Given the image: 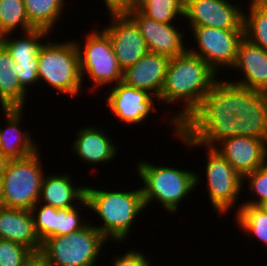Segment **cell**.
Listing matches in <instances>:
<instances>
[{"label": "cell", "mask_w": 267, "mask_h": 266, "mask_svg": "<svg viewBox=\"0 0 267 266\" xmlns=\"http://www.w3.org/2000/svg\"><path fill=\"white\" fill-rule=\"evenodd\" d=\"M237 135L267 141V94L221 77L179 126L176 138L187 149L195 150V147L215 148Z\"/></svg>", "instance_id": "cell-1"}, {"label": "cell", "mask_w": 267, "mask_h": 266, "mask_svg": "<svg viewBox=\"0 0 267 266\" xmlns=\"http://www.w3.org/2000/svg\"><path fill=\"white\" fill-rule=\"evenodd\" d=\"M202 58L188 50L170 59L166 80L159 96L163 104H183L182 108L171 114L169 124L177 137L179 126L198 108L202 99L210 92L220 77ZM182 101V103H181Z\"/></svg>", "instance_id": "cell-2"}, {"label": "cell", "mask_w": 267, "mask_h": 266, "mask_svg": "<svg viewBox=\"0 0 267 266\" xmlns=\"http://www.w3.org/2000/svg\"><path fill=\"white\" fill-rule=\"evenodd\" d=\"M85 198L89 210L97 214L101 225L95 226L108 240L119 244L129 238L131 227L138 216L145 210L140 188L131 191L100 190L86 186ZM111 239V240H110Z\"/></svg>", "instance_id": "cell-3"}, {"label": "cell", "mask_w": 267, "mask_h": 266, "mask_svg": "<svg viewBox=\"0 0 267 266\" xmlns=\"http://www.w3.org/2000/svg\"><path fill=\"white\" fill-rule=\"evenodd\" d=\"M135 168L142 180L141 191L145 208L155 200L169 214L177 212L182 200L185 201V197L201 183V176L193 170H181L163 164L158 166L144 159L139 160Z\"/></svg>", "instance_id": "cell-4"}, {"label": "cell", "mask_w": 267, "mask_h": 266, "mask_svg": "<svg viewBox=\"0 0 267 266\" xmlns=\"http://www.w3.org/2000/svg\"><path fill=\"white\" fill-rule=\"evenodd\" d=\"M52 42H45L38 53L39 82L43 81L67 97L79 98L84 84L76 43L74 39Z\"/></svg>", "instance_id": "cell-5"}, {"label": "cell", "mask_w": 267, "mask_h": 266, "mask_svg": "<svg viewBox=\"0 0 267 266\" xmlns=\"http://www.w3.org/2000/svg\"><path fill=\"white\" fill-rule=\"evenodd\" d=\"M89 222L74 233L49 236L42 241L39 254L51 266H97L109 241Z\"/></svg>", "instance_id": "cell-6"}, {"label": "cell", "mask_w": 267, "mask_h": 266, "mask_svg": "<svg viewBox=\"0 0 267 266\" xmlns=\"http://www.w3.org/2000/svg\"><path fill=\"white\" fill-rule=\"evenodd\" d=\"M86 35L83 44L79 40L74 41L79 51L82 82L87 76L92 83L88 90L93 89L95 92L97 87L100 90L110 85L111 88L113 84L115 86L122 82L123 70L119 66L109 36L102 29H92Z\"/></svg>", "instance_id": "cell-7"}, {"label": "cell", "mask_w": 267, "mask_h": 266, "mask_svg": "<svg viewBox=\"0 0 267 266\" xmlns=\"http://www.w3.org/2000/svg\"><path fill=\"white\" fill-rule=\"evenodd\" d=\"M40 152L8 161L2 177L4 207L30 210L39 202L45 176Z\"/></svg>", "instance_id": "cell-8"}, {"label": "cell", "mask_w": 267, "mask_h": 266, "mask_svg": "<svg viewBox=\"0 0 267 266\" xmlns=\"http://www.w3.org/2000/svg\"><path fill=\"white\" fill-rule=\"evenodd\" d=\"M206 151L205 177L208 200L218 215L228 214L237 208V200L245 189L243 177L214 148L203 147ZM243 188V189H242ZM235 206V207H234ZM226 213V214H225Z\"/></svg>", "instance_id": "cell-9"}, {"label": "cell", "mask_w": 267, "mask_h": 266, "mask_svg": "<svg viewBox=\"0 0 267 266\" xmlns=\"http://www.w3.org/2000/svg\"><path fill=\"white\" fill-rule=\"evenodd\" d=\"M189 29L198 46L188 48L190 53L202 58L218 74L220 69H231L234 66L239 44L244 38V30H224L207 26Z\"/></svg>", "instance_id": "cell-10"}, {"label": "cell", "mask_w": 267, "mask_h": 266, "mask_svg": "<svg viewBox=\"0 0 267 266\" xmlns=\"http://www.w3.org/2000/svg\"><path fill=\"white\" fill-rule=\"evenodd\" d=\"M229 0H185L184 17L190 27L244 30L243 6Z\"/></svg>", "instance_id": "cell-11"}, {"label": "cell", "mask_w": 267, "mask_h": 266, "mask_svg": "<svg viewBox=\"0 0 267 266\" xmlns=\"http://www.w3.org/2000/svg\"><path fill=\"white\" fill-rule=\"evenodd\" d=\"M108 90L105 98L106 107L126 125L144 123L152 112L158 111L155 108V101L158 102L159 99L146 90L127 86L123 82L117 83Z\"/></svg>", "instance_id": "cell-12"}, {"label": "cell", "mask_w": 267, "mask_h": 266, "mask_svg": "<svg viewBox=\"0 0 267 266\" xmlns=\"http://www.w3.org/2000/svg\"><path fill=\"white\" fill-rule=\"evenodd\" d=\"M110 24L101 28L110 38L119 66L125 68L137 63L147 52L144 37L129 15L110 16Z\"/></svg>", "instance_id": "cell-13"}, {"label": "cell", "mask_w": 267, "mask_h": 266, "mask_svg": "<svg viewBox=\"0 0 267 266\" xmlns=\"http://www.w3.org/2000/svg\"><path fill=\"white\" fill-rule=\"evenodd\" d=\"M129 16L138 25L148 51L173 58L188 50V45L184 44L185 33L174 23L155 21L138 9L131 12Z\"/></svg>", "instance_id": "cell-14"}, {"label": "cell", "mask_w": 267, "mask_h": 266, "mask_svg": "<svg viewBox=\"0 0 267 266\" xmlns=\"http://www.w3.org/2000/svg\"><path fill=\"white\" fill-rule=\"evenodd\" d=\"M242 177L267 161V141L245 136H233L214 148Z\"/></svg>", "instance_id": "cell-15"}, {"label": "cell", "mask_w": 267, "mask_h": 266, "mask_svg": "<svg viewBox=\"0 0 267 266\" xmlns=\"http://www.w3.org/2000/svg\"><path fill=\"white\" fill-rule=\"evenodd\" d=\"M170 59L168 56L148 51L137 63L123 70L122 82L127 86L146 90L159 98Z\"/></svg>", "instance_id": "cell-16"}, {"label": "cell", "mask_w": 267, "mask_h": 266, "mask_svg": "<svg viewBox=\"0 0 267 266\" xmlns=\"http://www.w3.org/2000/svg\"><path fill=\"white\" fill-rule=\"evenodd\" d=\"M6 125L0 126V154L8 160L23 159L40 150L31 131L22 129L24 108H1Z\"/></svg>", "instance_id": "cell-17"}, {"label": "cell", "mask_w": 267, "mask_h": 266, "mask_svg": "<svg viewBox=\"0 0 267 266\" xmlns=\"http://www.w3.org/2000/svg\"><path fill=\"white\" fill-rule=\"evenodd\" d=\"M231 69L239 71L242 79L234 81L229 79V81L267 94V50L244 37L239 44L237 58Z\"/></svg>", "instance_id": "cell-18"}, {"label": "cell", "mask_w": 267, "mask_h": 266, "mask_svg": "<svg viewBox=\"0 0 267 266\" xmlns=\"http://www.w3.org/2000/svg\"><path fill=\"white\" fill-rule=\"evenodd\" d=\"M76 138L72 142V151L75 152L80 158L81 162L87 164L100 165L101 163L105 164L109 161L115 159L118 154V147L114 144L109 135L98 126H87L79 128L76 132Z\"/></svg>", "instance_id": "cell-19"}, {"label": "cell", "mask_w": 267, "mask_h": 266, "mask_svg": "<svg viewBox=\"0 0 267 266\" xmlns=\"http://www.w3.org/2000/svg\"><path fill=\"white\" fill-rule=\"evenodd\" d=\"M70 174L45 175L42 182L39 203L46 204L57 209L83 206V210L89 208L85 198V185H74ZM78 203V204H76ZM86 207V208H85ZM85 208V209H84Z\"/></svg>", "instance_id": "cell-20"}, {"label": "cell", "mask_w": 267, "mask_h": 266, "mask_svg": "<svg viewBox=\"0 0 267 266\" xmlns=\"http://www.w3.org/2000/svg\"><path fill=\"white\" fill-rule=\"evenodd\" d=\"M0 238L22 244L39 254L42 242L30 210L0 208Z\"/></svg>", "instance_id": "cell-21"}, {"label": "cell", "mask_w": 267, "mask_h": 266, "mask_svg": "<svg viewBox=\"0 0 267 266\" xmlns=\"http://www.w3.org/2000/svg\"><path fill=\"white\" fill-rule=\"evenodd\" d=\"M27 93L17 78L16 63L8 50L0 43V107L24 108Z\"/></svg>", "instance_id": "cell-22"}, {"label": "cell", "mask_w": 267, "mask_h": 266, "mask_svg": "<svg viewBox=\"0 0 267 266\" xmlns=\"http://www.w3.org/2000/svg\"><path fill=\"white\" fill-rule=\"evenodd\" d=\"M50 33L41 28L23 32V36L21 32L17 38L12 36L14 33H8L0 37V43L8 50L14 63H38V53L45 42L44 37L48 38Z\"/></svg>", "instance_id": "cell-23"}, {"label": "cell", "mask_w": 267, "mask_h": 266, "mask_svg": "<svg viewBox=\"0 0 267 266\" xmlns=\"http://www.w3.org/2000/svg\"><path fill=\"white\" fill-rule=\"evenodd\" d=\"M26 14L34 28L54 31L67 6L66 0H23Z\"/></svg>", "instance_id": "cell-24"}, {"label": "cell", "mask_w": 267, "mask_h": 266, "mask_svg": "<svg viewBox=\"0 0 267 266\" xmlns=\"http://www.w3.org/2000/svg\"><path fill=\"white\" fill-rule=\"evenodd\" d=\"M236 222L240 231L252 236L267 247V210L254 205H241L235 212Z\"/></svg>", "instance_id": "cell-25"}, {"label": "cell", "mask_w": 267, "mask_h": 266, "mask_svg": "<svg viewBox=\"0 0 267 266\" xmlns=\"http://www.w3.org/2000/svg\"><path fill=\"white\" fill-rule=\"evenodd\" d=\"M19 28L22 33L34 29L28 20L23 0H0V37Z\"/></svg>", "instance_id": "cell-26"}, {"label": "cell", "mask_w": 267, "mask_h": 266, "mask_svg": "<svg viewBox=\"0 0 267 266\" xmlns=\"http://www.w3.org/2000/svg\"><path fill=\"white\" fill-rule=\"evenodd\" d=\"M248 4L247 11H244V37L267 50V11L253 0H249Z\"/></svg>", "instance_id": "cell-27"}, {"label": "cell", "mask_w": 267, "mask_h": 266, "mask_svg": "<svg viewBox=\"0 0 267 266\" xmlns=\"http://www.w3.org/2000/svg\"><path fill=\"white\" fill-rule=\"evenodd\" d=\"M184 4L185 0H144L137 9L155 21L174 23L184 17Z\"/></svg>", "instance_id": "cell-28"}, {"label": "cell", "mask_w": 267, "mask_h": 266, "mask_svg": "<svg viewBox=\"0 0 267 266\" xmlns=\"http://www.w3.org/2000/svg\"><path fill=\"white\" fill-rule=\"evenodd\" d=\"M243 184L247 182L248 190L252 193L250 201H245L238 206V210L241 205H254L263 207L267 203V161L262 164L255 171L246 174L243 177Z\"/></svg>", "instance_id": "cell-29"}, {"label": "cell", "mask_w": 267, "mask_h": 266, "mask_svg": "<svg viewBox=\"0 0 267 266\" xmlns=\"http://www.w3.org/2000/svg\"><path fill=\"white\" fill-rule=\"evenodd\" d=\"M34 254L22 244L0 238V266H25Z\"/></svg>", "instance_id": "cell-30"}, {"label": "cell", "mask_w": 267, "mask_h": 266, "mask_svg": "<svg viewBox=\"0 0 267 266\" xmlns=\"http://www.w3.org/2000/svg\"><path fill=\"white\" fill-rule=\"evenodd\" d=\"M76 207L77 206L56 210L55 231L50 236H60L74 233L88 223L89 220L83 221L84 219L81 217L80 212L82 208Z\"/></svg>", "instance_id": "cell-31"}, {"label": "cell", "mask_w": 267, "mask_h": 266, "mask_svg": "<svg viewBox=\"0 0 267 266\" xmlns=\"http://www.w3.org/2000/svg\"><path fill=\"white\" fill-rule=\"evenodd\" d=\"M56 210L55 207L39 202L30 209L41 242L55 231Z\"/></svg>", "instance_id": "cell-32"}, {"label": "cell", "mask_w": 267, "mask_h": 266, "mask_svg": "<svg viewBox=\"0 0 267 266\" xmlns=\"http://www.w3.org/2000/svg\"><path fill=\"white\" fill-rule=\"evenodd\" d=\"M16 72L19 83L26 92L32 85L39 83L38 63H16Z\"/></svg>", "instance_id": "cell-33"}, {"label": "cell", "mask_w": 267, "mask_h": 266, "mask_svg": "<svg viewBox=\"0 0 267 266\" xmlns=\"http://www.w3.org/2000/svg\"><path fill=\"white\" fill-rule=\"evenodd\" d=\"M111 263L113 266H152V262L145 256L144 252L132 248V250L127 251L125 254H116L113 257Z\"/></svg>", "instance_id": "cell-34"}, {"label": "cell", "mask_w": 267, "mask_h": 266, "mask_svg": "<svg viewBox=\"0 0 267 266\" xmlns=\"http://www.w3.org/2000/svg\"><path fill=\"white\" fill-rule=\"evenodd\" d=\"M109 16L129 15L138 8L137 0H103Z\"/></svg>", "instance_id": "cell-35"}, {"label": "cell", "mask_w": 267, "mask_h": 266, "mask_svg": "<svg viewBox=\"0 0 267 266\" xmlns=\"http://www.w3.org/2000/svg\"><path fill=\"white\" fill-rule=\"evenodd\" d=\"M25 266H51L40 254H34Z\"/></svg>", "instance_id": "cell-36"}, {"label": "cell", "mask_w": 267, "mask_h": 266, "mask_svg": "<svg viewBox=\"0 0 267 266\" xmlns=\"http://www.w3.org/2000/svg\"><path fill=\"white\" fill-rule=\"evenodd\" d=\"M8 159L3 157L1 154H0V178L3 177L4 175V172H5V169H6V165L8 163Z\"/></svg>", "instance_id": "cell-37"}, {"label": "cell", "mask_w": 267, "mask_h": 266, "mask_svg": "<svg viewBox=\"0 0 267 266\" xmlns=\"http://www.w3.org/2000/svg\"><path fill=\"white\" fill-rule=\"evenodd\" d=\"M258 6L267 11V0H253Z\"/></svg>", "instance_id": "cell-38"}, {"label": "cell", "mask_w": 267, "mask_h": 266, "mask_svg": "<svg viewBox=\"0 0 267 266\" xmlns=\"http://www.w3.org/2000/svg\"><path fill=\"white\" fill-rule=\"evenodd\" d=\"M4 207L3 203V180L0 178V208Z\"/></svg>", "instance_id": "cell-39"}, {"label": "cell", "mask_w": 267, "mask_h": 266, "mask_svg": "<svg viewBox=\"0 0 267 266\" xmlns=\"http://www.w3.org/2000/svg\"><path fill=\"white\" fill-rule=\"evenodd\" d=\"M144 0H137L138 6L143 2Z\"/></svg>", "instance_id": "cell-40"}, {"label": "cell", "mask_w": 267, "mask_h": 266, "mask_svg": "<svg viewBox=\"0 0 267 266\" xmlns=\"http://www.w3.org/2000/svg\"><path fill=\"white\" fill-rule=\"evenodd\" d=\"M263 207L267 210V203Z\"/></svg>", "instance_id": "cell-41"}]
</instances>
